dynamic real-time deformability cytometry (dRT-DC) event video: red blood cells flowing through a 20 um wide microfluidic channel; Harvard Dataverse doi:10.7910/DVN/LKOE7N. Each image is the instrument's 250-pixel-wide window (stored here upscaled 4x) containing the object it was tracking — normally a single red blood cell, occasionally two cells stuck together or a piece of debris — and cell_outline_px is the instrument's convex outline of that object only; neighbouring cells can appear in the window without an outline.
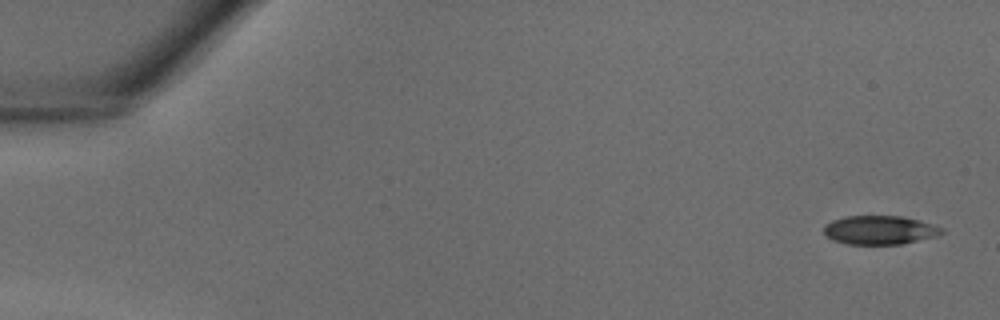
{"species": "common noctule bat (a hibernating species)", "species_latin": "Nyctalus noctula", "temperature_condition": "warm", "stored_images_in_passage": 35, "camera_frame_rate_fps": 3000, "um_per_image_px": 0.085, "animal": {"sex": "male", "body_mass_g": 18.8}, "frame": {"image": 1, "passage_image": 1, "time_ms": 0.0, "image_size_px": [1000, 320], "cell_outline_px": [[944, 232], [936, 236], [900, 244], [848, 244], [832, 240], [824, 236], [824, 224], [832, 220], [844, 216], [904, 216], [936, 224], [944, 228]], "centroid_in_image_um": [74.77, 19.54], "position_along_channel_um": 10.2, "area_um2": 20.06}}
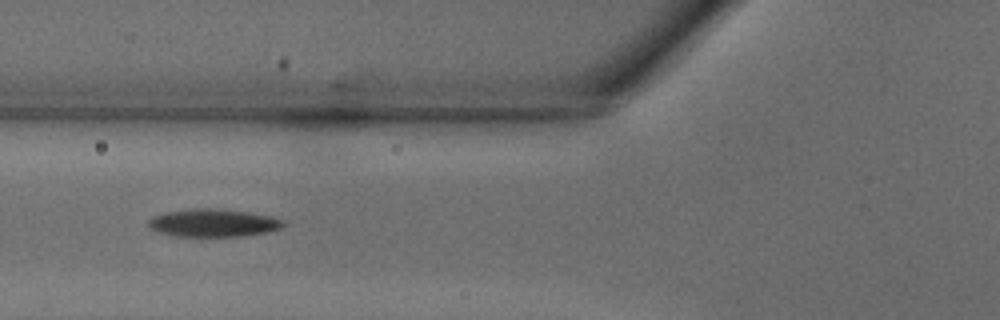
{"frame": {"image": 2, "passage_image": 15, "time_ms": 4.667, "image_size_px": [1000, 320], "cell_outline_px": [[284, 224], [280, 228], [264, 232], [240, 236], [172, 236], [156, 232], [148, 228], [148, 220], [152, 216], [164, 212], [192, 208], [212, 208], [248, 212], [272, 216], [280, 220]], "centroid_in_image_um": [18.01, 18.94], "position_along_channel_um": 107.8, "area_um2": 21.85}}
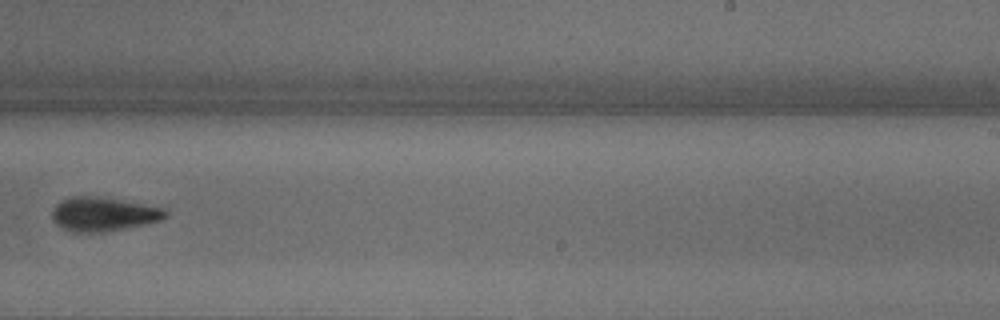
{"frame": {"image": 3, "passage_image": 25, "time_ms": 8.0, "image_size_px": [1000, 320], "cell_outline_px": [[168, 212], [160, 220], [124, 228], [104, 232], [72, 232], [60, 228], [52, 220], [52, 208], [56, 204], [72, 196], [100, 196], [164, 208]], "centroid_in_image_um": [8.72, 18.2], "position_along_channel_um": 280.3, "area_um2": 22.31}}